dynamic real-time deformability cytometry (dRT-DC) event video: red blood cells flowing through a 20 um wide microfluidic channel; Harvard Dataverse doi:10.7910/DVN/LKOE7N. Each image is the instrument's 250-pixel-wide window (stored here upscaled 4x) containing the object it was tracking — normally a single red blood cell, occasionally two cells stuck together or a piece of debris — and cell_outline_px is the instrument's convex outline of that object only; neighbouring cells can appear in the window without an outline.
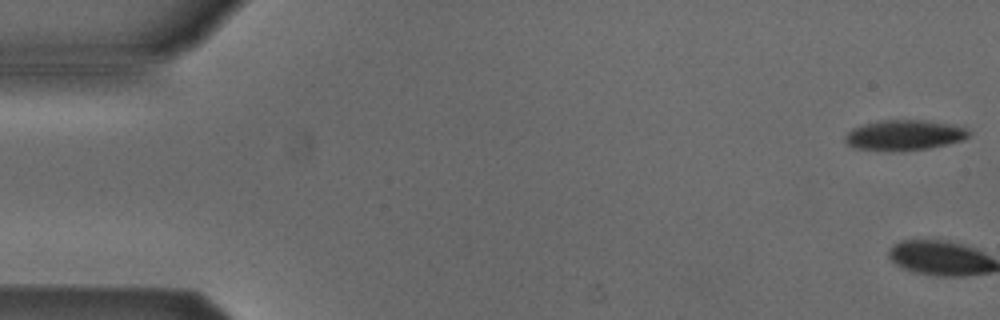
{"species": "Egyptian fruit bat (a non-hibernating species)", "species_latin": "Rousettus aegyptiacus", "temperature_condition": "cold", "stored_images_in_passage": 8, "segment_of_instrument_passage": [1, 2], "camera_frame_rate_fps": 3000, "um_per_image_px": 0.085, "animal": {"sex": "male"}, "frame": {"image": 1, "passage_image": 1, "time_ms": 0.0, "image_size_px": [1000, 320], "cell_outline_px": [[972, 132], [964, 140], [948, 144], [928, 148], [900, 152], [856, 148], [848, 144], [844, 140], [844, 136], [852, 128], [864, 124], [880, 120], [924, 120], [948, 124], [964, 128]], "centroid_in_image_um": [76.85, 11.5], "position_along_channel_um": 8.1, "area_um2": 21.91}}
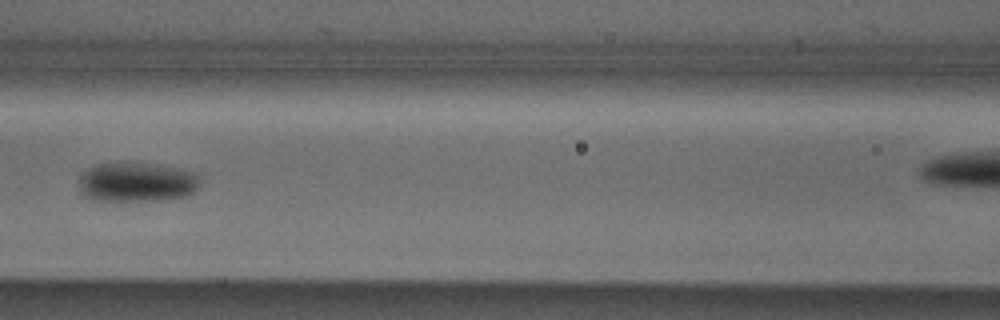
{"frame": {"image": 2, "passage_image": 7, "time_ms": 8.0, "image_size_px": [1000, 320], "cell_outline_px": [[200, 188], [188, 196], [160, 200], [92, 200], [84, 196], [80, 192], [80, 176], [84, 172], [100, 164], [116, 160], [136, 160], [180, 168], [200, 172]], "centroid_in_image_um": [11.71, 15.43], "position_along_channel_um": 154.9, "area_um2": 29.02}}